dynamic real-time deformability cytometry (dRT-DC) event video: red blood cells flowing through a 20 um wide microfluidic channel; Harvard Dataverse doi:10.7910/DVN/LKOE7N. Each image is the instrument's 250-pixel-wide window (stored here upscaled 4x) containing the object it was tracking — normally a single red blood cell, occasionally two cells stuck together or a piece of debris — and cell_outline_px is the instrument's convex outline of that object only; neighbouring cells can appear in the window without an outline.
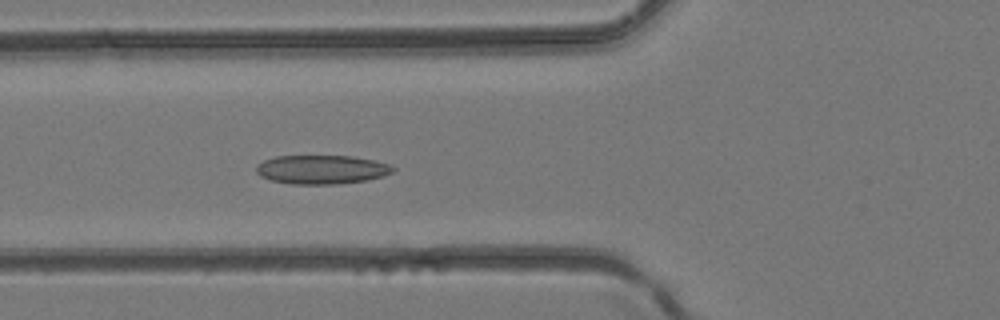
{"species": "common noctule bat (a hibernating species)", "species_latin": "Nyctalus noctula", "temperature_condition": "room temperature", "stored_images_in_passage": 43, "camera_frame_rate_fps": 3000, "um_per_image_px": 0.085, "animal": {"sex": "female", "body_mass_g": 24.6, "forearm_length_mm": 56.2}, "frame": {"image": 1, "passage_image": 16, "time_ms": 5.0, "image_size_px": [1000, 320], "cell_outline_px": [[396, 168], [392, 172], [384, 176], [364, 180], [336, 184], [292, 184], [272, 180], [260, 176], [256, 172], [256, 168], [264, 160], [276, 156], [352, 156], [372, 160], [388, 164]], "centroid_in_image_um": [27.34, 14.41], "position_along_channel_um": 98.5, "area_um2": 22.77}}
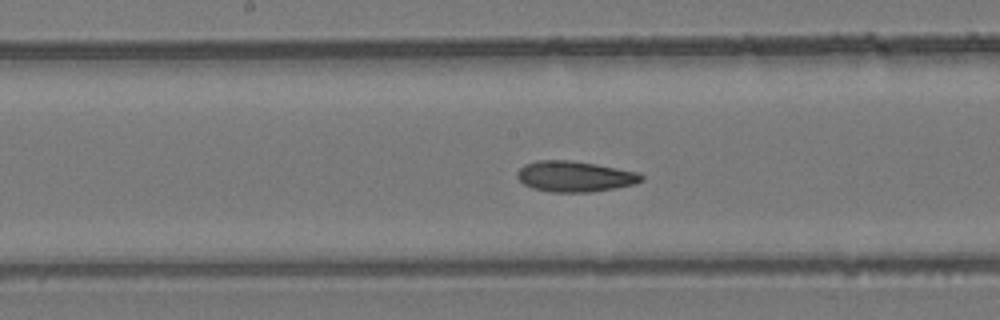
{"frame": {"image": 2, "passage_image": 22, "time_ms": 7.0, "image_size_px": [1000, 320], "cell_outline_px": [[644, 180], [636, 184], [588, 192], [552, 192], [532, 188], [524, 184], [516, 176], [516, 172], [524, 164], [536, 160], [568, 160], [596, 164], [640, 172], [644, 176]], "centroid_in_image_um": [48.86, 14.99], "position_along_channel_um": 199.3, "area_um2": 22.31}}
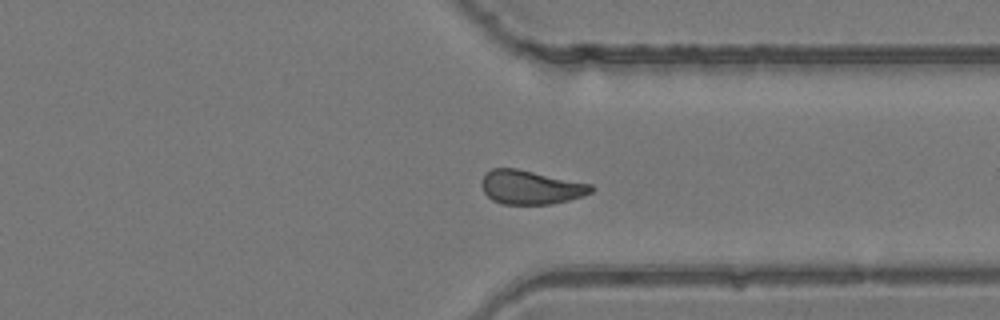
{"frame": {"image": 3, "passage_image": 32, "time_ms": 10.333, "image_size_px": [1000, 320], "cell_outline_px": [[596, 188], [592, 192], [568, 200], [552, 204], [504, 204], [492, 200], [484, 192], [480, 184], [484, 172], [492, 168], [516, 168], [592, 184]], "centroid_in_image_um": [45.08, 15.91], "position_along_channel_um": 366.3, "area_um2": 21.73}}